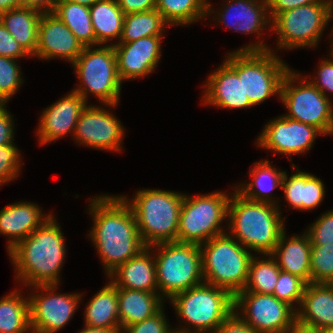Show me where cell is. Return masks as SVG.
<instances>
[{"mask_svg": "<svg viewBox=\"0 0 333 333\" xmlns=\"http://www.w3.org/2000/svg\"><path fill=\"white\" fill-rule=\"evenodd\" d=\"M307 234L311 246H323L333 244V211L325 213L312 225Z\"/></svg>", "mask_w": 333, "mask_h": 333, "instance_id": "40", "label": "cell"}, {"mask_svg": "<svg viewBox=\"0 0 333 333\" xmlns=\"http://www.w3.org/2000/svg\"><path fill=\"white\" fill-rule=\"evenodd\" d=\"M83 49L82 43L55 14L42 13L38 25L36 56L43 59L61 57L72 64Z\"/></svg>", "mask_w": 333, "mask_h": 333, "instance_id": "18", "label": "cell"}, {"mask_svg": "<svg viewBox=\"0 0 333 333\" xmlns=\"http://www.w3.org/2000/svg\"><path fill=\"white\" fill-rule=\"evenodd\" d=\"M56 1L57 0H21V7L31 8L41 13H51L53 12Z\"/></svg>", "mask_w": 333, "mask_h": 333, "instance_id": "49", "label": "cell"}, {"mask_svg": "<svg viewBox=\"0 0 333 333\" xmlns=\"http://www.w3.org/2000/svg\"><path fill=\"white\" fill-rule=\"evenodd\" d=\"M65 1L73 2V3H77V4H81V5L90 7L93 4H95L97 1H100V0H65Z\"/></svg>", "mask_w": 333, "mask_h": 333, "instance_id": "53", "label": "cell"}, {"mask_svg": "<svg viewBox=\"0 0 333 333\" xmlns=\"http://www.w3.org/2000/svg\"><path fill=\"white\" fill-rule=\"evenodd\" d=\"M85 326L110 329L120 333L117 287L112 283L102 288L87 305Z\"/></svg>", "mask_w": 333, "mask_h": 333, "instance_id": "29", "label": "cell"}, {"mask_svg": "<svg viewBox=\"0 0 333 333\" xmlns=\"http://www.w3.org/2000/svg\"><path fill=\"white\" fill-rule=\"evenodd\" d=\"M332 4L317 2L279 13L272 20V29L279 35L280 48L316 46L332 16Z\"/></svg>", "mask_w": 333, "mask_h": 333, "instance_id": "12", "label": "cell"}, {"mask_svg": "<svg viewBox=\"0 0 333 333\" xmlns=\"http://www.w3.org/2000/svg\"><path fill=\"white\" fill-rule=\"evenodd\" d=\"M41 210L34 203L20 202L0 211V233L14 238L8 243V251L21 240L27 238L51 215L42 218Z\"/></svg>", "mask_w": 333, "mask_h": 333, "instance_id": "22", "label": "cell"}, {"mask_svg": "<svg viewBox=\"0 0 333 333\" xmlns=\"http://www.w3.org/2000/svg\"><path fill=\"white\" fill-rule=\"evenodd\" d=\"M155 9L167 23L175 25L191 24L211 11L206 0H156Z\"/></svg>", "mask_w": 333, "mask_h": 333, "instance_id": "35", "label": "cell"}, {"mask_svg": "<svg viewBox=\"0 0 333 333\" xmlns=\"http://www.w3.org/2000/svg\"><path fill=\"white\" fill-rule=\"evenodd\" d=\"M19 156L15 145L0 146V184L11 181L19 173Z\"/></svg>", "mask_w": 333, "mask_h": 333, "instance_id": "41", "label": "cell"}, {"mask_svg": "<svg viewBox=\"0 0 333 333\" xmlns=\"http://www.w3.org/2000/svg\"><path fill=\"white\" fill-rule=\"evenodd\" d=\"M91 22L95 32L96 45L109 39L121 38L124 13L117 0H100L89 7Z\"/></svg>", "mask_w": 333, "mask_h": 333, "instance_id": "30", "label": "cell"}, {"mask_svg": "<svg viewBox=\"0 0 333 333\" xmlns=\"http://www.w3.org/2000/svg\"><path fill=\"white\" fill-rule=\"evenodd\" d=\"M80 333H117L115 330L85 326Z\"/></svg>", "mask_w": 333, "mask_h": 333, "instance_id": "52", "label": "cell"}, {"mask_svg": "<svg viewBox=\"0 0 333 333\" xmlns=\"http://www.w3.org/2000/svg\"><path fill=\"white\" fill-rule=\"evenodd\" d=\"M21 7V0H0V13Z\"/></svg>", "mask_w": 333, "mask_h": 333, "instance_id": "51", "label": "cell"}, {"mask_svg": "<svg viewBox=\"0 0 333 333\" xmlns=\"http://www.w3.org/2000/svg\"><path fill=\"white\" fill-rule=\"evenodd\" d=\"M53 215L8 252L18 270L17 278L28 285H57L65 257L63 234Z\"/></svg>", "mask_w": 333, "mask_h": 333, "instance_id": "2", "label": "cell"}, {"mask_svg": "<svg viewBox=\"0 0 333 333\" xmlns=\"http://www.w3.org/2000/svg\"><path fill=\"white\" fill-rule=\"evenodd\" d=\"M325 284L333 291V275L325 282Z\"/></svg>", "mask_w": 333, "mask_h": 333, "instance_id": "55", "label": "cell"}, {"mask_svg": "<svg viewBox=\"0 0 333 333\" xmlns=\"http://www.w3.org/2000/svg\"><path fill=\"white\" fill-rule=\"evenodd\" d=\"M0 56L16 59L30 56L22 46L13 38L6 27L0 21Z\"/></svg>", "mask_w": 333, "mask_h": 333, "instance_id": "43", "label": "cell"}, {"mask_svg": "<svg viewBox=\"0 0 333 333\" xmlns=\"http://www.w3.org/2000/svg\"><path fill=\"white\" fill-rule=\"evenodd\" d=\"M86 101L75 91L46 108L41 116L38 134L42 144L52 142L73 130ZM73 129V130H72Z\"/></svg>", "mask_w": 333, "mask_h": 333, "instance_id": "19", "label": "cell"}, {"mask_svg": "<svg viewBox=\"0 0 333 333\" xmlns=\"http://www.w3.org/2000/svg\"><path fill=\"white\" fill-rule=\"evenodd\" d=\"M250 174L254 178V181L247 184V186L245 185L242 189L239 187L237 191L246 199L256 202L273 203L271 202L273 200L268 198L269 195L267 193H270L277 186H282L284 172H278L266 160L265 162L261 161L255 164ZM256 186L259 187V190H254Z\"/></svg>", "mask_w": 333, "mask_h": 333, "instance_id": "33", "label": "cell"}, {"mask_svg": "<svg viewBox=\"0 0 333 333\" xmlns=\"http://www.w3.org/2000/svg\"><path fill=\"white\" fill-rule=\"evenodd\" d=\"M230 198L215 192L189 198L184 195L179 213L177 241L202 244L224 234L220 223L228 216Z\"/></svg>", "mask_w": 333, "mask_h": 333, "instance_id": "9", "label": "cell"}, {"mask_svg": "<svg viewBox=\"0 0 333 333\" xmlns=\"http://www.w3.org/2000/svg\"><path fill=\"white\" fill-rule=\"evenodd\" d=\"M232 197L228 205L231 232L242 246L270 255L284 232L278 207L246 199L237 190Z\"/></svg>", "mask_w": 333, "mask_h": 333, "instance_id": "3", "label": "cell"}, {"mask_svg": "<svg viewBox=\"0 0 333 333\" xmlns=\"http://www.w3.org/2000/svg\"><path fill=\"white\" fill-rule=\"evenodd\" d=\"M124 14L145 12L156 8V0H117Z\"/></svg>", "mask_w": 333, "mask_h": 333, "instance_id": "48", "label": "cell"}, {"mask_svg": "<svg viewBox=\"0 0 333 333\" xmlns=\"http://www.w3.org/2000/svg\"><path fill=\"white\" fill-rule=\"evenodd\" d=\"M171 333H192L190 330H188V328H183L181 331L180 330H174V331H172Z\"/></svg>", "mask_w": 333, "mask_h": 333, "instance_id": "56", "label": "cell"}, {"mask_svg": "<svg viewBox=\"0 0 333 333\" xmlns=\"http://www.w3.org/2000/svg\"><path fill=\"white\" fill-rule=\"evenodd\" d=\"M319 133L315 126L281 116L265 126L257 142L278 153L299 154L311 148Z\"/></svg>", "mask_w": 333, "mask_h": 333, "instance_id": "15", "label": "cell"}, {"mask_svg": "<svg viewBox=\"0 0 333 333\" xmlns=\"http://www.w3.org/2000/svg\"><path fill=\"white\" fill-rule=\"evenodd\" d=\"M300 307L299 322L318 329L333 326V291L325 283L307 284Z\"/></svg>", "mask_w": 333, "mask_h": 333, "instance_id": "23", "label": "cell"}, {"mask_svg": "<svg viewBox=\"0 0 333 333\" xmlns=\"http://www.w3.org/2000/svg\"><path fill=\"white\" fill-rule=\"evenodd\" d=\"M318 70V81L311 83L326 96L325 90L333 92V61H322Z\"/></svg>", "mask_w": 333, "mask_h": 333, "instance_id": "45", "label": "cell"}, {"mask_svg": "<svg viewBox=\"0 0 333 333\" xmlns=\"http://www.w3.org/2000/svg\"><path fill=\"white\" fill-rule=\"evenodd\" d=\"M226 233L200 244L203 278L207 284L228 291L235 297L248 279L252 255ZM205 246V249L201 248Z\"/></svg>", "mask_w": 333, "mask_h": 333, "instance_id": "6", "label": "cell"}, {"mask_svg": "<svg viewBox=\"0 0 333 333\" xmlns=\"http://www.w3.org/2000/svg\"><path fill=\"white\" fill-rule=\"evenodd\" d=\"M15 60L0 56V104H5L23 82Z\"/></svg>", "mask_w": 333, "mask_h": 333, "instance_id": "39", "label": "cell"}, {"mask_svg": "<svg viewBox=\"0 0 333 333\" xmlns=\"http://www.w3.org/2000/svg\"><path fill=\"white\" fill-rule=\"evenodd\" d=\"M5 104H0V146L14 144L13 123L11 115L7 112Z\"/></svg>", "mask_w": 333, "mask_h": 333, "instance_id": "47", "label": "cell"}, {"mask_svg": "<svg viewBox=\"0 0 333 333\" xmlns=\"http://www.w3.org/2000/svg\"><path fill=\"white\" fill-rule=\"evenodd\" d=\"M94 227L90 232L98 253L110 274L136 256L143 244L135 214L125 197L100 196L91 201Z\"/></svg>", "mask_w": 333, "mask_h": 333, "instance_id": "1", "label": "cell"}, {"mask_svg": "<svg viewBox=\"0 0 333 333\" xmlns=\"http://www.w3.org/2000/svg\"><path fill=\"white\" fill-rule=\"evenodd\" d=\"M243 308L240 317L259 333H285L296 320V312L274 295L239 292L234 297V310Z\"/></svg>", "mask_w": 333, "mask_h": 333, "instance_id": "13", "label": "cell"}, {"mask_svg": "<svg viewBox=\"0 0 333 333\" xmlns=\"http://www.w3.org/2000/svg\"><path fill=\"white\" fill-rule=\"evenodd\" d=\"M317 2H333L331 0H267L269 18L273 20L279 13L294 9L306 4ZM271 14V15H270Z\"/></svg>", "mask_w": 333, "mask_h": 333, "instance_id": "44", "label": "cell"}, {"mask_svg": "<svg viewBox=\"0 0 333 333\" xmlns=\"http://www.w3.org/2000/svg\"><path fill=\"white\" fill-rule=\"evenodd\" d=\"M243 80L245 97L254 106L273 94H280L289 68L264 44H250L230 53L225 61Z\"/></svg>", "mask_w": 333, "mask_h": 333, "instance_id": "4", "label": "cell"}, {"mask_svg": "<svg viewBox=\"0 0 333 333\" xmlns=\"http://www.w3.org/2000/svg\"><path fill=\"white\" fill-rule=\"evenodd\" d=\"M285 333H319V329L303 324L296 319Z\"/></svg>", "mask_w": 333, "mask_h": 333, "instance_id": "50", "label": "cell"}, {"mask_svg": "<svg viewBox=\"0 0 333 333\" xmlns=\"http://www.w3.org/2000/svg\"><path fill=\"white\" fill-rule=\"evenodd\" d=\"M177 314L195 326L196 333L216 330L234 311L226 290L202 283L171 298Z\"/></svg>", "mask_w": 333, "mask_h": 333, "instance_id": "8", "label": "cell"}, {"mask_svg": "<svg viewBox=\"0 0 333 333\" xmlns=\"http://www.w3.org/2000/svg\"><path fill=\"white\" fill-rule=\"evenodd\" d=\"M207 81L205 103L234 109L253 106L245 97L242 78L226 62Z\"/></svg>", "mask_w": 333, "mask_h": 333, "instance_id": "20", "label": "cell"}, {"mask_svg": "<svg viewBox=\"0 0 333 333\" xmlns=\"http://www.w3.org/2000/svg\"><path fill=\"white\" fill-rule=\"evenodd\" d=\"M121 329L152 317L162 308L161 294L117 288Z\"/></svg>", "mask_w": 333, "mask_h": 333, "instance_id": "25", "label": "cell"}, {"mask_svg": "<svg viewBox=\"0 0 333 333\" xmlns=\"http://www.w3.org/2000/svg\"><path fill=\"white\" fill-rule=\"evenodd\" d=\"M285 231L281 234L274 251L269 256L279 257L277 264L282 271L296 275L307 284L311 283V241L308 234L290 240L285 239Z\"/></svg>", "mask_w": 333, "mask_h": 333, "instance_id": "24", "label": "cell"}, {"mask_svg": "<svg viewBox=\"0 0 333 333\" xmlns=\"http://www.w3.org/2000/svg\"><path fill=\"white\" fill-rule=\"evenodd\" d=\"M155 258L157 287L164 296H173L202 284L203 264L200 246L186 242H164Z\"/></svg>", "mask_w": 333, "mask_h": 333, "instance_id": "7", "label": "cell"}, {"mask_svg": "<svg viewBox=\"0 0 333 333\" xmlns=\"http://www.w3.org/2000/svg\"><path fill=\"white\" fill-rule=\"evenodd\" d=\"M319 333H333V326L319 328Z\"/></svg>", "mask_w": 333, "mask_h": 333, "instance_id": "54", "label": "cell"}, {"mask_svg": "<svg viewBox=\"0 0 333 333\" xmlns=\"http://www.w3.org/2000/svg\"><path fill=\"white\" fill-rule=\"evenodd\" d=\"M183 198L184 195L177 192L143 189L128 203L145 246L177 241Z\"/></svg>", "mask_w": 333, "mask_h": 333, "instance_id": "5", "label": "cell"}, {"mask_svg": "<svg viewBox=\"0 0 333 333\" xmlns=\"http://www.w3.org/2000/svg\"><path fill=\"white\" fill-rule=\"evenodd\" d=\"M214 333H259L246 324L238 313H232Z\"/></svg>", "mask_w": 333, "mask_h": 333, "instance_id": "46", "label": "cell"}, {"mask_svg": "<svg viewBox=\"0 0 333 333\" xmlns=\"http://www.w3.org/2000/svg\"><path fill=\"white\" fill-rule=\"evenodd\" d=\"M161 36H146L129 43L113 45L121 82L151 73L160 59Z\"/></svg>", "mask_w": 333, "mask_h": 333, "instance_id": "17", "label": "cell"}, {"mask_svg": "<svg viewBox=\"0 0 333 333\" xmlns=\"http://www.w3.org/2000/svg\"><path fill=\"white\" fill-rule=\"evenodd\" d=\"M292 175L289 180L284 172L282 186L286 200L295 209L310 210L317 207L324 197V184L312 174L299 172Z\"/></svg>", "mask_w": 333, "mask_h": 333, "instance_id": "27", "label": "cell"}, {"mask_svg": "<svg viewBox=\"0 0 333 333\" xmlns=\"http://www.w3.org/2000/svg\"><path fill=\"white\" fill-rule=\"evenodd\" d=\"M280 268L274 257L267 260H258L252 257L248 279L244 289L240 292H255L258 294L273 295L277 284Z\"/></svg>", "mask_w": 333, "mask_h": 333, "instance_id": "36", "label": "cell"}, {"mask_svg": "<svg viewBox=\"0 0 333 333\" xmlns=\"http://www.w3.org/2000/svg\"><path fill=\"white\" fill-rule=\"evenodd\" d=\"M148 249L150 247L146 246L136 256L111 272L108 275L109 278L114 275L118 277H115V280L112 279L111 283L117 288L155 293L158 289L156 265L155 259L150 257Z\"/></svg>", "mask_w": 333, "mask_h": 333, "instance_id": "21", "label": "cell"}, {"mask_svg": "<svg viewBox=\"0 0 333 333\" xmlns=\"http://www.w3.org/2000/svg\"><path fill=\"white\" fill-rule=\"evenodd\" d=\"M76 140L96 149L120 150L123 127L108 111L94 106H85L77 121Z\"/></svg>", "mask_w": 333, "mask_h": 333, "instance_id": "16", "label": "cell"}, {"mask_svg": "<svg viewBox=\"0 0 333 333\" xmlns=\"http://www.w3.org/2000/svg\"><path fill=\"white\" fill-rule=\"evenodd\" d=\"M163 307L152 317L121 329L127 333H171L163 313Z\"/></svg>", "mask_w": 333, "mask_h": 333, "instance_id": "42", "label": "cell"}, {"mask_svg": "<svg viewBox=\"0 0 333 333\" xmlns=\"http://www.w3.org/2000/svg\"><path fill=\"white\" fill-rule=\"evenodd\" d=\"M306 285L307 283L300 277L280 270L273 295L291 307L294 302L300 305Z\"/></svg>", "mask_w": 333, "mask_h": 333, "instance_id": "38", "label": "cell"}, {"mask_svg": "<svg viewBox=\"0 0 333 333\" xmlns=\"http://www.w3.org/2000/svg\"><path fill=\"white\" fill-rule=\"evenodd\" d=\"M42 13L19 7L0 13V21L20 46L29 54L35 55L38 44V25Z\"/></svg>", "mask_w": 333, "mask_h": 333, "instance_id": "26", "label": "cell"}, {"mask_svg": "<svg viewBox=\"0 0 333 333\" xmlns=\"http://www.w3.org/2000/svg\"><path fill=\"white\" fill-rule=\"evenodd\" d=\"M57 285H36L47 291L46 295H34L29 301V317L32 333H55L61 329L77 309L80 294H54ZM51 291V292H50ZM49 292V295H48Z\"/></svg>", "mask_w": 333, "mask_h": 333, "instance_id": "14", "label": "cell"}, {"mask_svg": "<svg viewBox=\"0 0 333 333\" xmlns=\"http://www.w3.org/2000/svg\"><path fill=\"white\" fill-rule=\"evenodd\" d=\"M26 300L17 291L0 300V333H25L31 329Z\"/></svg>", "mask_w": 333, "mask_h": 333, "instance_id": "34", "label": "cell"}, {"mask_svg": "<svg viewBox=\"0 0 333 333\" xmlns=\"http://www.w3.org/2000/svg\"><path fill=\"white\" fill-rule=\"evenodd\" d=\"M52 13L73 32L84 47L96 44L89 7L57 0Z\"/></svg>", "mask_w": 333, "mask_h": 333, "instance_id": "31", "label": "cell"}, {"mask_svg": "<svg viewBox=\"0 0 333 333\" xmlns=\"http://www.w3.org/2000/svg\"><path fill=\"white\" fill-rule=\"evenodd\" d=\"M165 24L167 22L157 9L125 14L119 43H129L146 36H162Z\"/></svg>", "mask_w": 333, "mask_h": 333, "instance_id": "32", "label": "cell"}, {"mask_svg": "<svg viewBox=\"0 0 333 333\" xmlns=\"http://www.w3.org/2000/svg\"><path fill=\"white\" fill-rule=\"evenodd\" d=\"M91 48L92 46L84 47L72 63L80 81L85 83L83 88L78 87L74 91L85 101H87L88 91L96 95L103 103L115 106L119 100L122 82L117 72L113 44L94 50Z\"/></svg>", "mask_w": 333, "mask_h": 333, "instance_id": "10", "label": "cell"}, {"mask_svg": "<svg viewBox=\"0 0 333 333\" xmlns=\"http://www.w3.org/2000/svg\"><path fill=\"white\" fill-rule=\"evenodd\" d=\"M258 1L259 0H233V3H228L227 8L222 11L223 14L222 12L218 13L219 16L221 15L220 17L224 18L221 19V22L229 27L233 26L234 30L237 31L246 33L260 31L263 26L268 24L267 14H265L266 11H268V4L267 0ZM230 18L235 20V22L229 20ZM229 21L230 24L228 23Z\"/></svg>", "mask_w": 333, "mask_h": 333, "instance_id": "28", "label": "cell"}, {"mask_svg": "<svg viewBox=\"0 0 333 333\" xmlns=\"http://www.w3.org/2000/svg\"><path fill=\"white\" fill-rule=\"evenodd\" d=\"M298 75L288 70L282 79L279 96L289 109L284 117L315 126L322 134H333V109L328 97L306 79L293 87Z\"/></svg>", "mask_w": 333, "mask_h": 333, "instance_id": "11", "label": "cell"}, {"mask_svg": "<svg viewBox=\"0 0 333 333\" xmlns=\"http://www.w3.org/2000/svg\"><path fill=\"white\" fill-rule=\"evenodd\" d=\"M311 283H325L333 275V244L311 246Z\"/></svg>", "mask_w": 333, "mask_h": 333, "instance_id": "37", "label": "cell"}]
</instances>
